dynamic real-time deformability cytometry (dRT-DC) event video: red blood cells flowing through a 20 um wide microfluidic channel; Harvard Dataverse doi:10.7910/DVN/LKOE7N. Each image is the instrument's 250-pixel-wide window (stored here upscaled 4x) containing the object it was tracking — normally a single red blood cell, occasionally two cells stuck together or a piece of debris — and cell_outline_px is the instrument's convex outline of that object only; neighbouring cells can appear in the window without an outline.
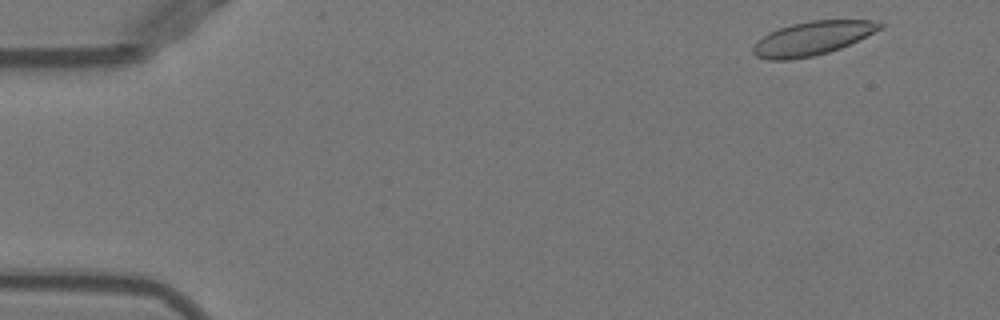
{"species": "Egyptian fruit bat (a non-hibernating species)", "species_latin": "Rousettus aegyptiacus", "temperature_condition": "warm", "stored_images_in_passage": 12, "camera_frame_rate_fps": 3000, "um_per_image_px": 0.085, "animal": {"sex": "female"}, "frame": {"image": 1, "passage_image": 2, "time_ms": 0.333, "image_size_px": [1000, 320], "cell_outline_px": [[884, 28], [840, 48], [828, 52], [812, 56], [792, 60], [768, 60], [756, 56], [752, 52], [752, 48], [768, 32], [792, 24], [812, 20], [880, 20], [884, 24]], "centroid_in_image_um": [69.09, 3.25], "position_along_channel_um": 15.9, "area_um2": 24.91}}
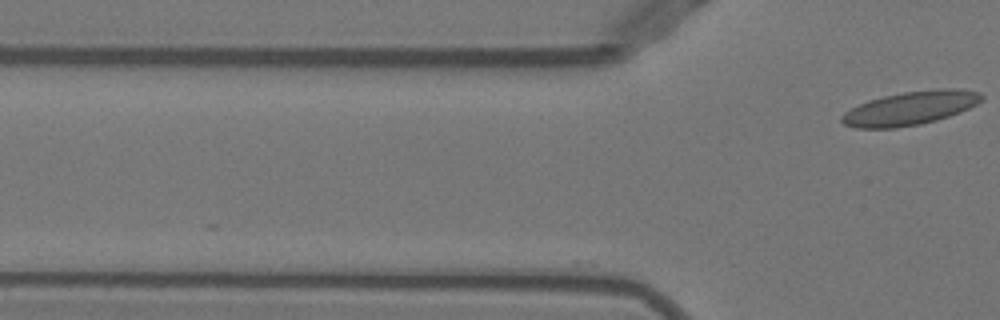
{"frame": {"image": 2, "passage_image": 12, "time_ms": 3.667, "image_size_px": [1000, 320], "cell_outline_px": [[984, 100], [960, 112], [936, 120], [920, 124], [896, 128], [856, 128], [844, 124], [840, 120], [840, 116], [844, 112], [868, 100], [884, 96], [904, 92], [940, 88], [956, 88], [980, 92], [984, 96]], "centroid_in_image_um": [77.38, 9.19], "position_along_channel_um": 48.4, "area_um2": 27.4}}